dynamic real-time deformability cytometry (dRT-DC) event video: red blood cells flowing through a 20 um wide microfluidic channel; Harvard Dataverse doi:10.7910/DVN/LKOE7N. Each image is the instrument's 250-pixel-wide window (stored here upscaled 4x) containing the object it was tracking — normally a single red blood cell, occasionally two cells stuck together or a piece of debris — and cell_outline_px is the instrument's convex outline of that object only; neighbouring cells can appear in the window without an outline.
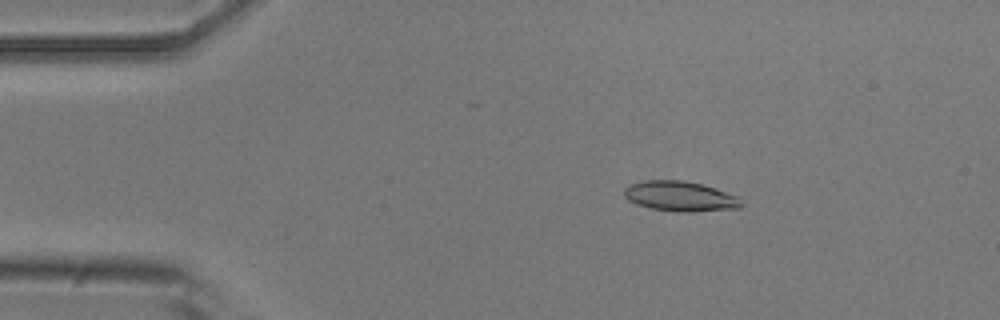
{"species": "common noctule bat (a hibernating species)", "species_latin": "Nyctalus noctula", "temperature_condition": "room temperature", "stored_images_in_passage": 53, "camera_frame_rate_fps": 3000, "um_per_image_px": 0.085, "animal": {"sex": "male", "body_mass_g": 20.5, "forearm_length_mm": 52.5}, "frame": {"image": 1, "passage_image": 9, "time_ms": 2.667, "image_size_px": [1000, 320], "cell_outline_px": [[744, 204], [740, 208], [692, 212], [680, 212], [652, 208], [636, 204], [628, 200], [624, 196], [624, 188], [632, 184], [644, 180], [680, 180], [700, 184], [716, 188], [740, 196]], "centroid_in_image_um": [57.87, 16.69], "position_along_channel_um": 27.1, "area_um2": 20.63}}
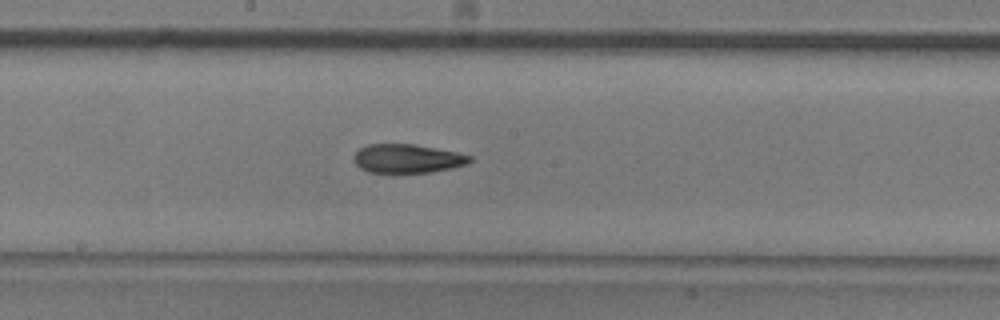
{"frame": {"image": 2, "passage_image": 28, "time_ms": 9.0, "image_size_px": [1000, 320], "cell_outline_px": [[472, 160], [468, 164], [452, 168], [432, 172], [368, 172], [360, 168], [356, 164], [356, 152], [360, 148], [368, 144], [412, 144], [436, 148], [456, 152], [472, 156]], "centroid_in_image_um": [34.67, 13.48], "position_along_channel_um": 213.5, "area_um2": 19.25}}
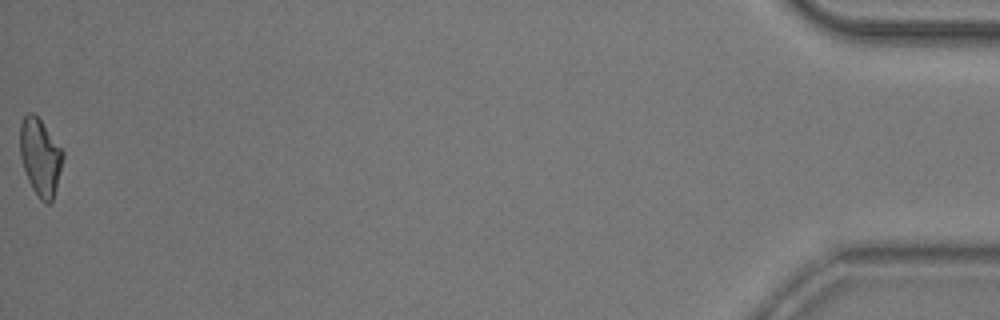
{"frame": {"image": 3, "passage_image": 53, "time_ms": 17.333, "image_size_px": [1000, 320], "cell_outline_px": [[64, 156], [56, 188], [52, 200], [48, 204], [40, 200], [32, 188], [28, 180], [20, 156], [20, 124], [24, 116], [28, 112], [32, 112], [40, 120], [64, 152]], "centroid_in_image_um": [3.41, 13.35], "position_along_channel_um": 431.8, "area_um2": 19.02}, "authors_computed_cell_mechanics": {"area_um2": 19.7098, "velocity_mm_per_s": 3.8405, "shape_relaxation_time_tau1_ms": 6.2001, "shape_relaxation_time_tau2_ms": 4.1183, "deformation_change_tau1": 0.1892, "deformation_change_tau2": 0.127}}